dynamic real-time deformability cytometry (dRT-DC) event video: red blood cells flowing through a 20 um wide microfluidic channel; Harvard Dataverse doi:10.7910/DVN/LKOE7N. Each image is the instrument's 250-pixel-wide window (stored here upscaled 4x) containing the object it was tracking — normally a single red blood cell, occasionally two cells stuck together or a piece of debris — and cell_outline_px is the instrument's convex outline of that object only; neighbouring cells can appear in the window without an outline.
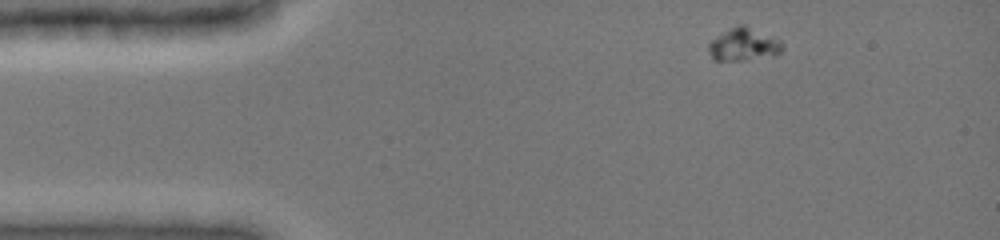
{"species": "common noctule bat (a hibernating species)", "species_latin": "Nyctalus noctula", "temperature_condition": "cold", "stored_images_in_passage": 4, "camera_frame_rate_fps": 3000, "um_per_image_px": 0.085, "animal": {"sex": "female", "body_mass_g": 19.0, "forearm_length_mm": 51.5}, "frame": {"image": 1, "passage_image": 1, "time_ms": 0.0, "image_size_px": [1000, 240], "cell_outline_px": [[784, 48], [780, 52], [772, 56], [740, 60], [716, 60], [708, 52], [708, 44], [712, 40], [736, 24], [744, 24], [780, 40], [784, 44]], "centroid_in_image_um": [63.23, 3.77], "position_along_channel_um": 21.8, "area_um2": 13.93}}